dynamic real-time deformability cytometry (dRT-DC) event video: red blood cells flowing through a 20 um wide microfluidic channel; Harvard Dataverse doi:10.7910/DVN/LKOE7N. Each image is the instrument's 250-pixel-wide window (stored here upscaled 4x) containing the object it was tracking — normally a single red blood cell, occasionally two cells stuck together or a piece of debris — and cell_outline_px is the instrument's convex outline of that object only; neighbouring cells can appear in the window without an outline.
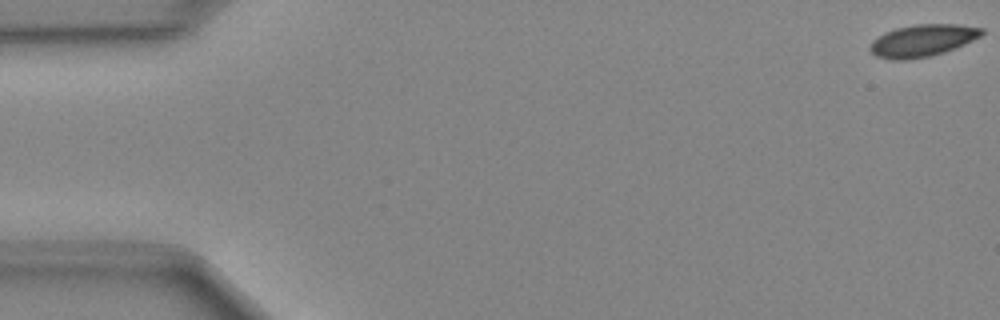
{"species": "Egyptian fruit bat (a non-hibernating species)", "species_latin": "Rousettus aegyptiacus", "temperature_condition": "cold", "stored_images_in_passage": 50, "camera_frame_rate_fps": 3000, "um_per_image_px": 0.085, "animal": {"sex": "female"}, "frame": {"image": 1, "passage_image": 1, "time_ms": 0.0, "image_size_px": [1000, 320], "cell_outline_px": [[984, 32], [980, 36], [964, 44], [944, 52], [928, 56], [908, 60], [892, 60], [876, 56], [868, 48], [872, 40], [884, 32], [896, 28], [916, 24], [956, 24], [984, 28]], "centroid_in_image_um": [78.38, 3.44], "position_along_channel_um": 6.6, "area_um2": 20.87}}
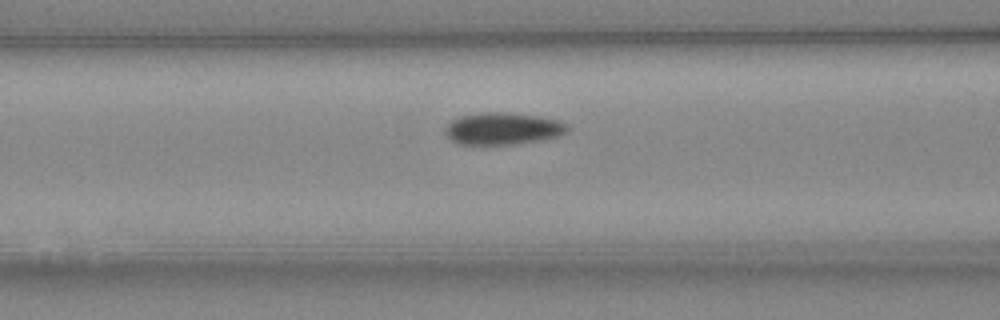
{"frame": {"image": 2, "passage_image": 20, "time_ms": 6.333, "image_size_px": [1000, 320], "cell_outline_px": [[572, 128], [568, 132], [556, 136], [540, 140], [512, 144], [456, 144], [448, 140], [444, 132], [444, 128], [452, 120], [460, 116], [480, 112], [508, 112], [540, 116], [560, 120], [568, 124]], "centroid_in_image_um": [42.74, 10.92], "position_along_channel_um": 123.9, "area_um2": 23.24}}
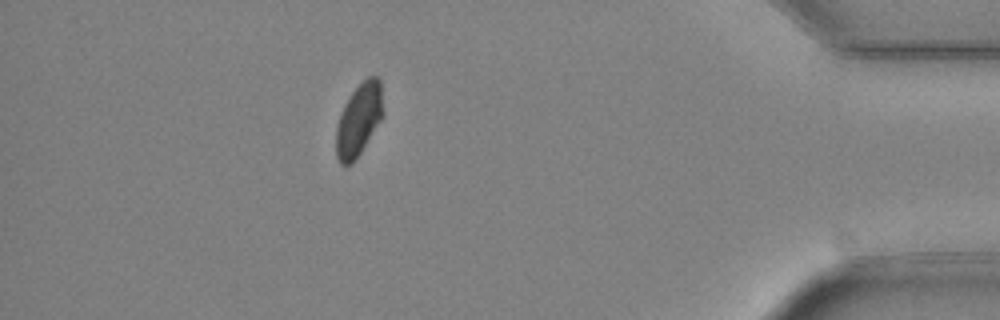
{"frame": {"image": 3, "passage_image": 44, "time_ms": 14.333, "image_size_px": [1000, 320], "cell_outline_px": [[384, 112], [380, 120], [360, 152], [352, 164], [340, 164], [336, 156], [336, 124], [340, 112], [344, 104], [352, 92], [368, 76], [376, 76], [380, 80]], "centroid_in_image_um": [30.48, 10.16], "position_along_channel_um": 404.7, "area_um2": 19.65}}